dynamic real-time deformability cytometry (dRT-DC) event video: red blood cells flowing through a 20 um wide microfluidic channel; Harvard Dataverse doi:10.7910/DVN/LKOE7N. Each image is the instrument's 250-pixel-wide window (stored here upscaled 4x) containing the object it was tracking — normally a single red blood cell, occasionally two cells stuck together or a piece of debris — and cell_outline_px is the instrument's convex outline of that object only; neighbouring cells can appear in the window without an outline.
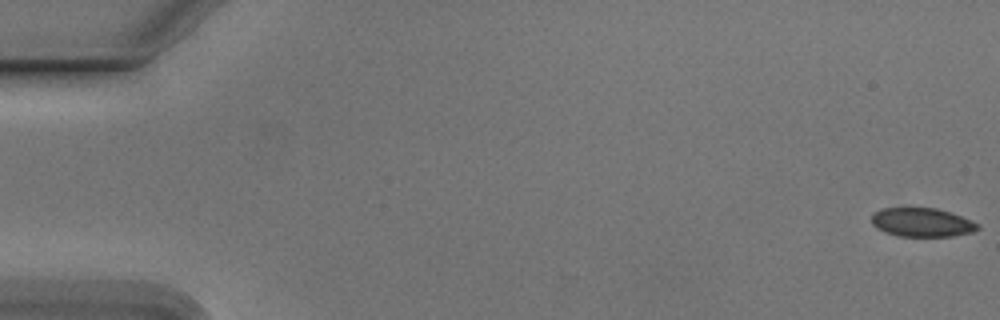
{"species": "Egyptian fruit bat (a non-hibernating species)", "species_latin": "Rousettus aegyptiacus", "temperature_condition": "cold", "stored_images_in_passage": 55, "camera_frame_rate_fps": 3000, "um_per_image_px": 0.085, "animal": {"sex": "male"}, "frame": {"image": 1, "passage_image": 1, "time_ms": 0.0, "image_size_px": [1000, 320], "cell_outline_px": [[980, 228], [972, 232], [952, 236], [896, 236], [884, 232], [876, 228], [872, 224], [872, 216], [876, 212], [884, 208], [936, 208], [952, 212], [972, 220], [980, 224]], "centroid_in_image_um": [78.4, 18.9], "position_along_channel_um": 6.6, "area_um2": 17.92}}
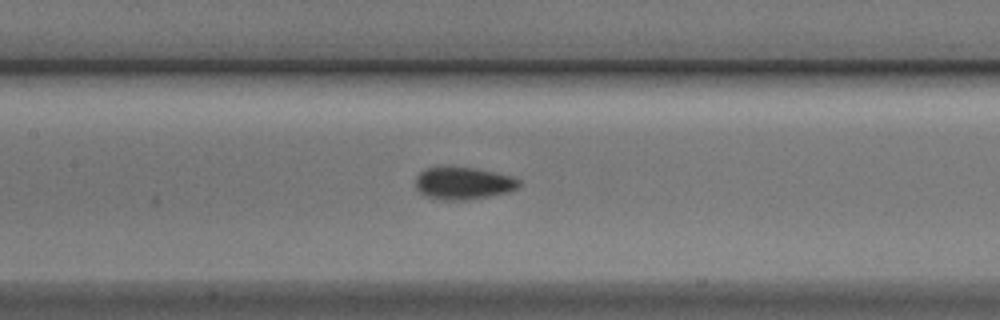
{"frame": {"image": 2, "passage_image": 26, "time_ms": 8.333, "image_size_px": [1000, 320], "cell_outline_px": [[520, 188], [508, 192], [468, 200], [444, 200], [428, 196], [420, 192], [416, 188], [416, 176], [424, 168], [444, 164], [452, 164], [480, 168], [516, 176], [520, 180]], "centroid_in_image_um": [39.41, 15.51], "position_along_channel_um": 168.0, "area_um2": 20.52}}
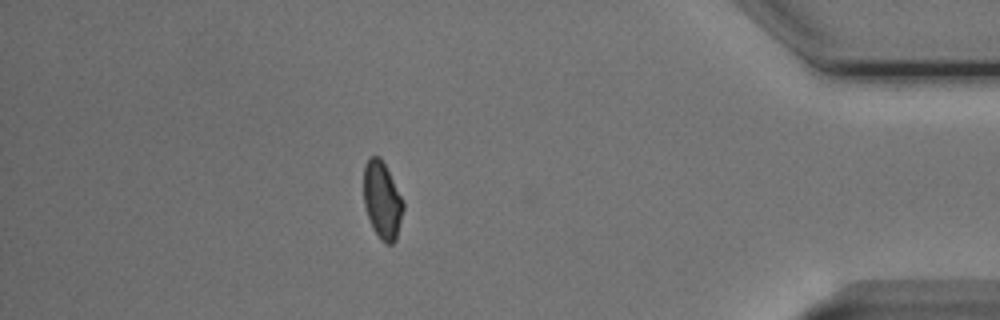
{"frame": {"image": 3, "passage_image": 48, "time_ms": 15.667, "image_size_px": [1000, 320], "cell_outline_px": [[404, 208], [396, 240], [392, 244], [384, 244], [380, 240], [372, 228], [364, 204], [364, 164], [372, 156], [380, 156], [404, 200]], "centroid_in_image_um": [32.5, 17.05], "position_along_channel_um": 402.7, "area_um2": 17.92}, "authors_computed_cell_mechanics": {"area_um2": 18.9584, "velocity_mm_per_s": 3.7878, "shape_relaxation_time_tau1_ms": 2.3119, "shape_relaxation_time_tau2_ms": 1.7922, "deformation_change_tau1": 0.0623, "deformation_change_tau2": 0.0543}}